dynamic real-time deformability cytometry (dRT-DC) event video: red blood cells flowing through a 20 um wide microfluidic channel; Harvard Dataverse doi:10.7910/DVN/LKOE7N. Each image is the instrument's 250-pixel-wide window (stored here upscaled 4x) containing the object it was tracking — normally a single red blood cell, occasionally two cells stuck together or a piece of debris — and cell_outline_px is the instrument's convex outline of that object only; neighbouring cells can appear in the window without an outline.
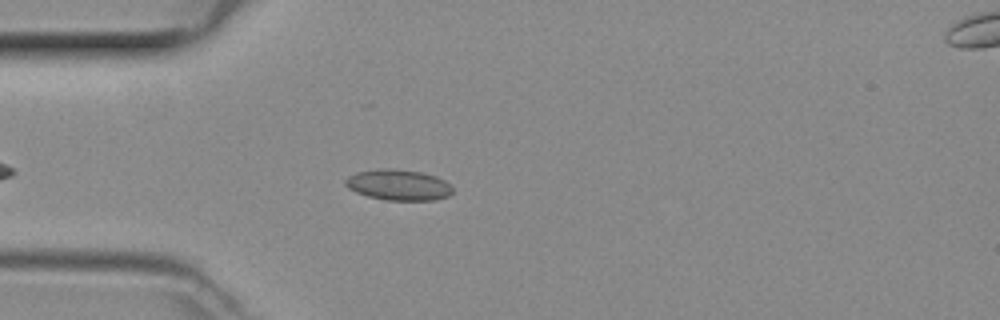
{"species": "common noctule bat (a hibernating species)", "species_latin": "Nyctalus noctula", "temperature_condition": "room temperature", "stored_images_in_passage": 37, "camera_frame_rate_fps": 3000, "um_per_image_px": 0.085, "animal": {"sex": "female", "body_mass_g": 29.2, "forearm_length_mm": 56.3}, "frame": {"image": 1, "passage_image": 7, "time_ms": 2.0, "image_size_px": [1000, 320], "cell_outline_px": [[452, 192], [448, 196], [436, 200], [384, 200], [368, 196], [356, 192], [348, 188], [344, 184], [344, 180], [348, 176], [356, 172], [380, 168], [392, 168], [420, 172], [436, 176], [444, 180], [452, 188]], "centroid_in_image_um": [33.83, 15.71], "position_along_channel_um": 51.2, "area_um2": 19.31}}
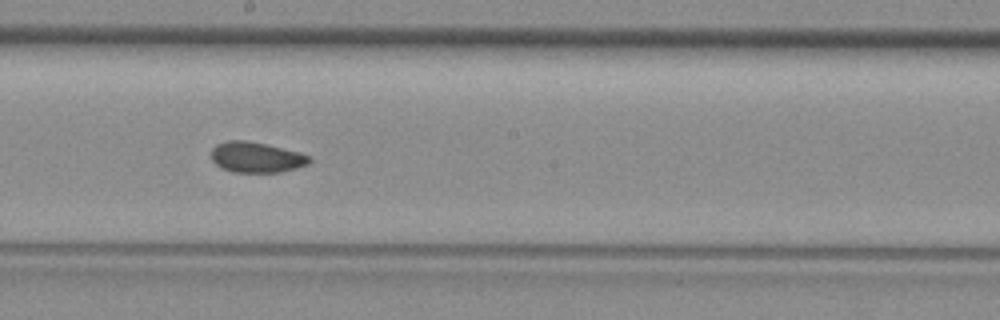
{"frame": {"image": 2, "passage_image": 20, "time_ms": 6.333, "image_size_px": [1000, 320], "cell_outline_px": [[312, 160], [308, 164], [296, 168], [280, 172], [232, 172], [216, 164], [212, 160], [212, 148], [216, 144], [228, 140], [244, 140], [264, 144], [300, 152], [312, 156]], "centroid_in_image_um": [21.81, 13.37], "position_along_channel_um": 226.4, "area_um2": 17.4}}
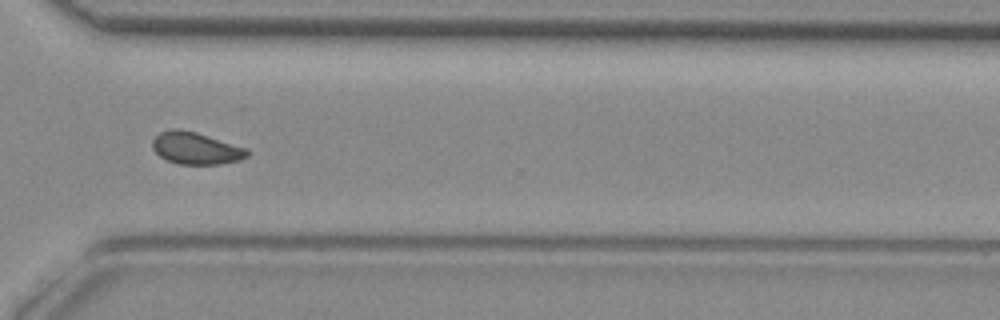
{"frame": {"image": 3, "passage_image": 29, "time_ms": 9.333, "image_size_px": [1000, 320], "cell_outline_px": [[248, 156], [240, 160], [220, 164], [180, 164], [168, 160], [160, 156], [152, 148], [152, 140], [160, 132], [168, 128], [180, 128], [196, 132], [248, 148]], "centroid_in_image_um": [16.64, 12.58], "position_along_channel_um": 354.0, "area_um2": 17.8}}